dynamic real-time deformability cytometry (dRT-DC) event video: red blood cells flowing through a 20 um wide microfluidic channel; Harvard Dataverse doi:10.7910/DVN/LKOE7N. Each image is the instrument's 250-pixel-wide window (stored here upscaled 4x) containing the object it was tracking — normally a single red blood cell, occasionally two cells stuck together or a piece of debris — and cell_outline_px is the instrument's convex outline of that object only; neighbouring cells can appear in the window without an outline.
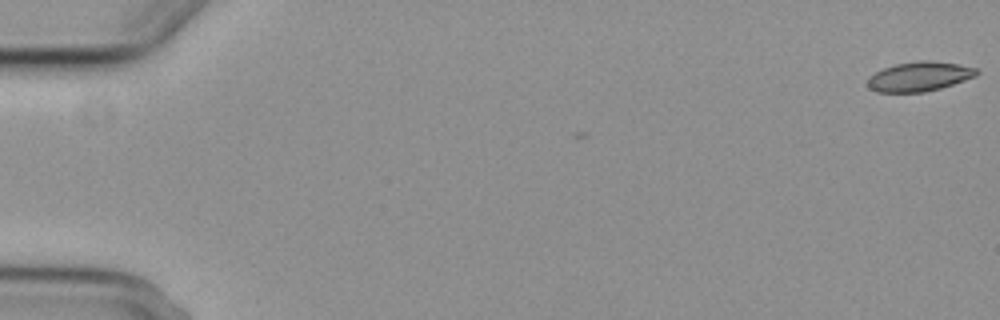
{"species": "common noctule bat (a hibernating species)", "species_latin": "Nyctalus noctula", "temperature_condition": "cold", "stored_images_in_passage": 2, "camera_frame_rate_fps": 3000, "um_per_image_px": 0.085, "animal": {"sex": "female", "body_mass_g": 29.2, "forearm_length_mm": 56.3}, "frame": {"image": 1, "passage_image": 2, "time_ms": 1.333, "image_size_px": [1000, 320], "cell_outline_px": [[980, 72], [976, 76], [940, 88], [924, 92], [876, 92], [868, 88], [868, 76], [884, 68], [896, 64], [916, 60], [928, 60], [956, 64], [976, 68]], "centroid_in_image_um": [78.12, 6.5], "position_along_channel_um": 6.9, "area_um2": 18.67}}